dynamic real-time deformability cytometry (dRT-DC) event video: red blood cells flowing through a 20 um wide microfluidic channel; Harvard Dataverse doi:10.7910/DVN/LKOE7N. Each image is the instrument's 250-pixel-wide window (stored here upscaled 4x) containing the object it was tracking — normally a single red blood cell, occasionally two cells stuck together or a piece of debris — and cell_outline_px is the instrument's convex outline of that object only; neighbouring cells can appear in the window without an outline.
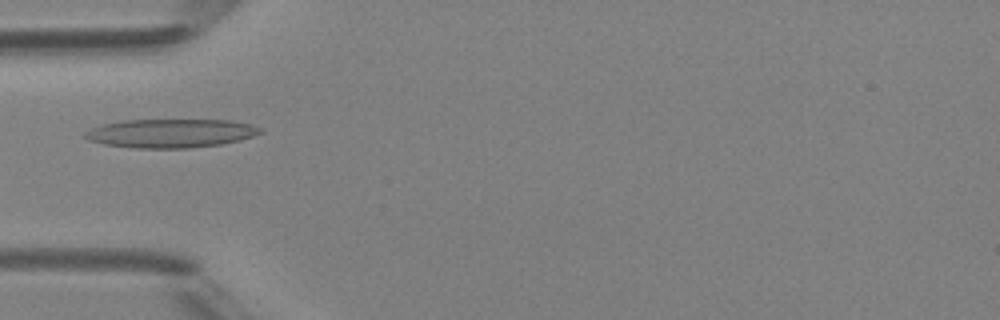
{"species": "Egyptian fruit bat (a non-hibernating species)", "species_latin": "Rousettus aegyptiacus", "temperature_condition": "room temperature", "stored_images_in_passage": 4, "camera_frame_rate_fps": 3000, "um_per_image_px": 0.085, "animal": {"sex": "female"}, "frame": {"image": 1, "passage_image": 4, "time_ms": 3.333, "image_size_px": [1000, 320], "cell_outline_px": [[264, 132], [240, 140], [220, 144], [188, 148], [136, 148], [104, 144], [88, 140], [84, 136], [84, 132], [100, 124], [120, 120], [228, 120], [252, 124], [264, 128]], "centroid_in_image_um": [14.52, 11.32], "position_along_channel_um": 70.5, "area_um2": 29.48}}